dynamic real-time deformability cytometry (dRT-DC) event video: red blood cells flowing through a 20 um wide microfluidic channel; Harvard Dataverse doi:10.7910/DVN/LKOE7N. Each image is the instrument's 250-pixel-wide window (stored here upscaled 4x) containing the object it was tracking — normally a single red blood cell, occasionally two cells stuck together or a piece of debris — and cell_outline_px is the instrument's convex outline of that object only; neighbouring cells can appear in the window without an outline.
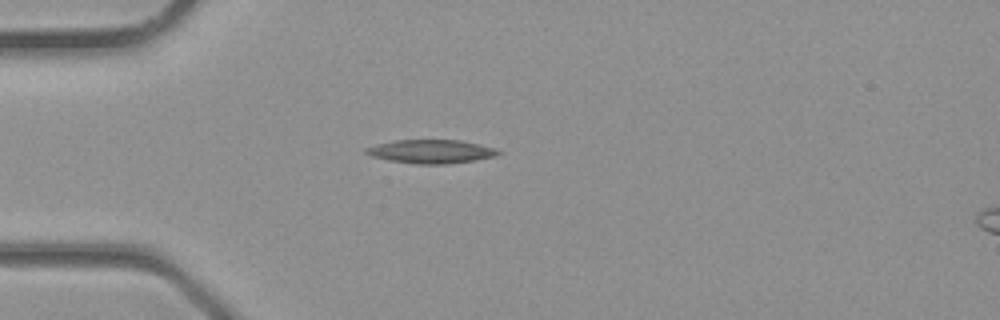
{"species": "common noctule bat (a hibernating species)", "species_latin": "Nyctalus noctula", "temperature_condition": "room temperature", "stored_images_in_passage": 2, "camera_frame_rate_fps": 3000, "um_per_image_px": 0.085, "animal": {"sex": "male", "body_mass_g": 23.1, "forearm_length_mm": 52.7}, "frame": {"image": 1, "passage_image": 1, "time_ms": 0.0, "image_size_px": [1000, 320], "cell_outline_px": [[504, 152], [496, 156], [476, 160], [444, 164], [416, 164], [388, 160], [372, 156], [364, 152], [364, 148], [396, 140], [460, 140], [496, 148]], "centroid_in_image_um": [36.69, 12.88], "position_along_channel_um": 48.3, "area_um2": 18.15}}